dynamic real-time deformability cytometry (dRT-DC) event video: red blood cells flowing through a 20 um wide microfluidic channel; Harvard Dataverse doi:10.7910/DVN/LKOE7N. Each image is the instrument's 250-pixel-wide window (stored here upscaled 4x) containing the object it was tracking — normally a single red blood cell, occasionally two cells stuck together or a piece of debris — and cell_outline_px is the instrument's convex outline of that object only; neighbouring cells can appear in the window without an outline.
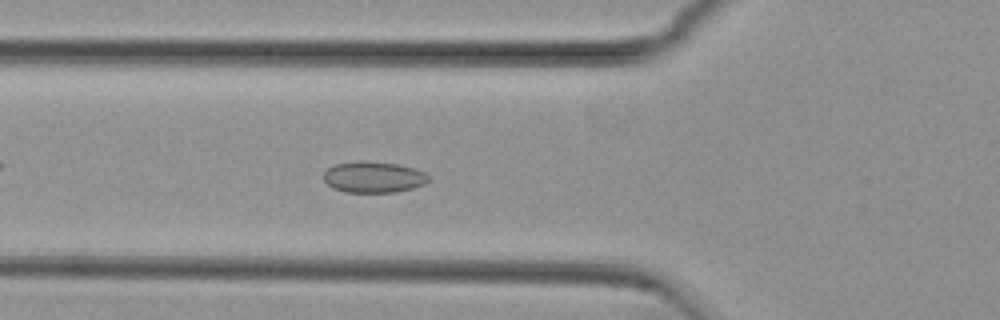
{"species": "common noctule bat (a hibernating species)", "species_latin": "Nyctalus noctula", "temperature_condition": "cold", "stored_images_in_passage": 54, "camera_frame_rate_fps": 3000, "um_per_image_px": 0.085, "animal": {"sex": "female", "body_mass_g": 29.2, "forearm_length_mm": 56.3}, "frame": {"image": 1, "passage_image": 19, "time_ms": 6.0, "image_size_px": [1000, 320], "cell_outline_px": [[428, 180], [424, 184], [412, 188], [396, 192], [344, 192], [332, 188], [324, 180], [324, 172], [332, 164], [356, 160], [360, 160], [400, 164], [416, 168], [424, 172], [428, 176]], "centroid_in_image_um": [31.72, 15.03], "position_along_channel_um": 94.1, "area_um2": 19.31}}
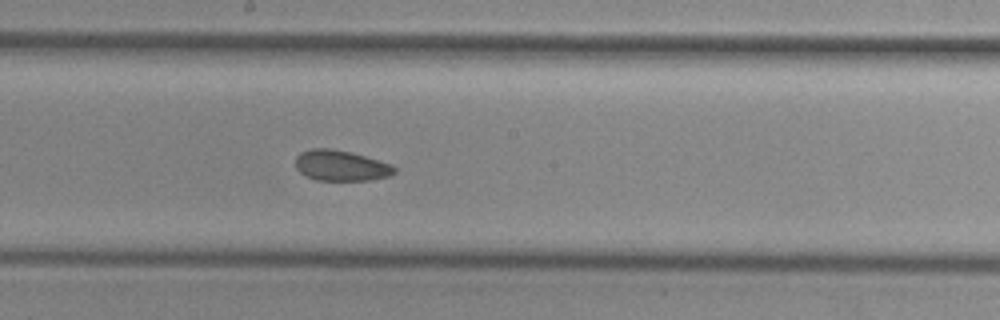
{"frame": {"image": 2, "passage_image": 29, "time_ms": 9.333, "image_size_px": [1000, 320], "cell_outline_px": [[396, 172], [388, 176], [368, 180], [316, 180], [304, 176], [296, 168], [296, 156], [300, 152], [312, 148], [332, 148], [352, 152], [392, 164], [396, 168]], "centroid_in_image_um": [28.96, 14.06], "position_along_channel_um": 219.2, "area_um2": 17.8}}
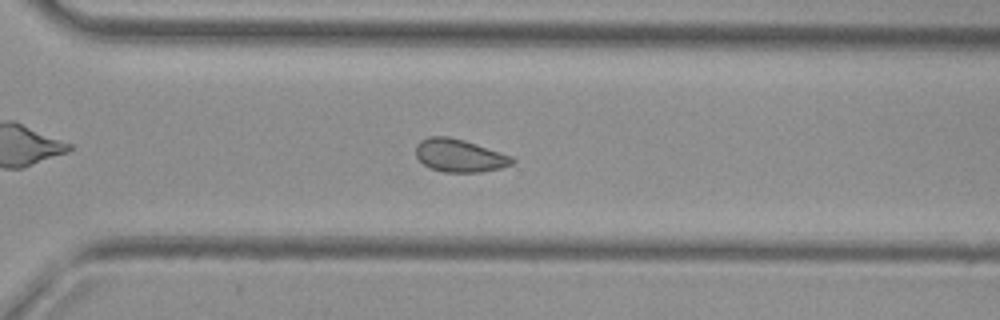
{"frame": {"image": 3, "passage_image": 38, "time_ms": 12.333, "image_size_px": [1000, 320], "cell_outline_px": [[516, 160], [512, 164], [500, 168], [480, 172], [444, 172], [428, 168], [416, 156], [416, 144], [420, 140], [428, 136], [448, 136], [464, 140], [512, 156]], "centroid_in_image_um": [39.03, 13.22], "position_along_channel_um": 331.6, "area_um2": 18.5}, "authors_computed_cell_mechanics": {"area_um2": 18.9295, "velocity_mm_per_s": 3.7491, "shape_relaxation_time_tau1_ms": null, "shape_relaxation_time_tau2_ms": 3.1537, "deformation_change_tau1": null, "deformation_change_tau2": 0.0626}}